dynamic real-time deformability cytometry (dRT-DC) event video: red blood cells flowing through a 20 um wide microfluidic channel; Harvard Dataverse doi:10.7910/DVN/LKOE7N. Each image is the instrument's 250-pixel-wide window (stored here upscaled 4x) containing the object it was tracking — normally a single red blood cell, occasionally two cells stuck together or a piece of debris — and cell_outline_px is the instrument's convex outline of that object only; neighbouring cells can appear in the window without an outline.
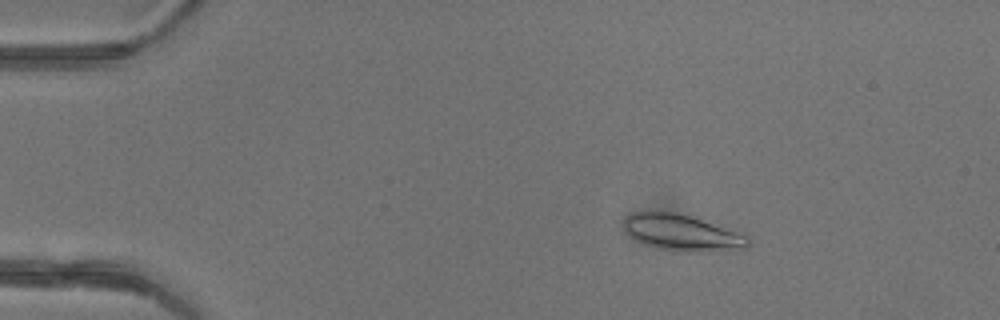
{"species": "common noctule bat (a hibernating species)", "species_latin": "Nyctalus noctula", "temperature_condition": "warm", "stored_images_in_passage": 49, "camera_frame_rate_fps": 3000, "um_per_image_px": 0.085, "animal": {"sex": "female"}, "frame": {"image": 1, "passage_image": 9, "time_ms": 2.667, "image_size_px": [1000, 320], "cell_outline_px": [[752, 240], [744, 248], [660, 248], [644, 244], [636, 240], [624, 228], [624, 216], [628, 212], [652, 208], [656, 208], [676, 212], [744, 232]], "centroid_in_image_um": [57.86, 19.63], "position_along_channel_um": 27.1, "area_um2": 25.66}}
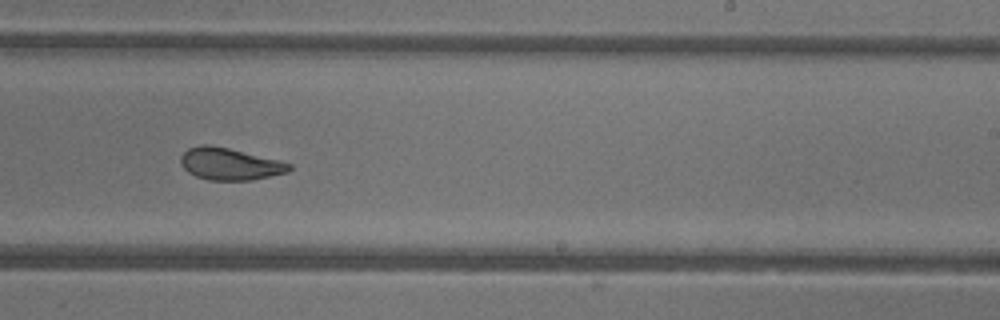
{"frame": {"image": 2, "passage_image": 31, "time_ms": 10.0, "image_size_px": [1000, 320], "cell_outline_px": [[292, 168], [288, 172], [252, 180], [208, 180], [196, 176], [188, 172], [180, 164], [180, 156], [188, 148], [200, 144], [208, 144], [228, 148], [280, 160], [292, 164]], "centroid_in_image_um": [19.52, 13.93], "position_along_channel_um": 269.5, "area_um2": 20.35}}
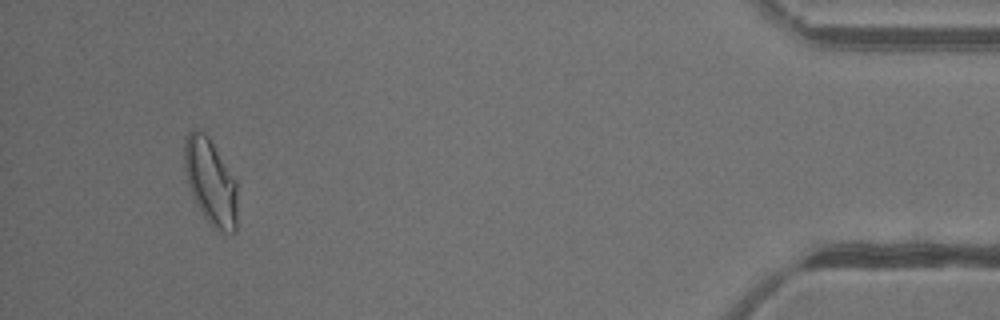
{"frame": {"image": 3, "passage_image": 46, "time_ms": 15.0, "image_size_px": [1000, 320], "cell_outline_px": [[236, 232], [224, 232], [216, 228], [204, 216], [192, 196], [188, 184], [184, 168], [184, 140], [188, 132], [192, 128], [196, 128], [204, 132], [208, 136], [236, 180]], "centroid_in_image_um": [17.87, 15.39], "position_along_channel_um": 417.3, "area_um2": 26.36}, "authors_computed_cell_mechanics": {"area_um2": 23.0044, "velocity_mm_per_s": 4.3568, "shape_relaxation_time_tau1_ms": 4.8765, "shape_relaxation_time_tau2_ms": 1.4381, "deformation_change_tau1": 0.1504, "deformation_change_tau2": 0.0718}}